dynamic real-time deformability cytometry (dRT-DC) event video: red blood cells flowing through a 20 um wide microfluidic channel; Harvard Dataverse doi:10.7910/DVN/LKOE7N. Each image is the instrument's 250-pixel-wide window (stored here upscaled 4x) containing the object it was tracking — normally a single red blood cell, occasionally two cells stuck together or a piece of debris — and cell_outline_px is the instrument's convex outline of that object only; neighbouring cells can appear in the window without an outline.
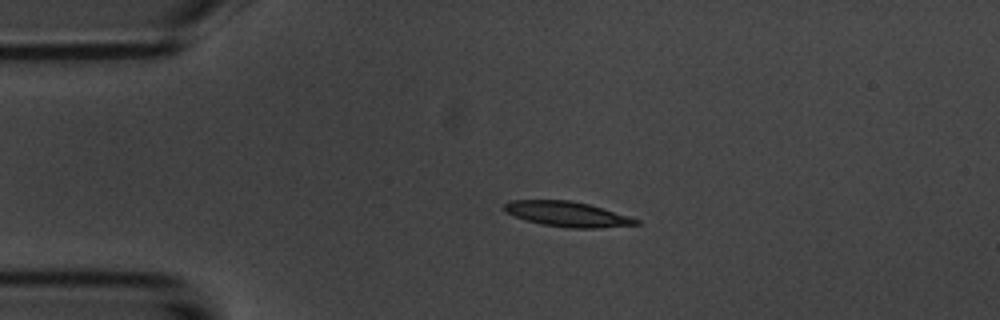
{"species": "common noctule bat (a hibernating species)", "species_latin": "Nyctalus noctula", "temperature_condition": "room temperature", "stored_images_in_passage": 3, "camera_frame_rate_fps": 3000, "um_per_image_px": 0.085, "animal": {"sex": "male", "body_mass_g": 20.1, "forearm_length_mm": 53.5}, "frame": {"image": 1, "passage_image": 2, "time_ms": 1.333, "image_size_px": [1000, 320], "cell_outline_px": [[640, 224], [600, 228], [568, 228], [540, 224], [516, 216], [508, 212], [504, 208], [504, 204], [512, 200], [572, 200], [588, 204], [628, 216], [640, 220]], "centroid_in_image_um": [48.25, 18.2], "position_along_channel_um": 36.8, "area_um2": 19.02}}